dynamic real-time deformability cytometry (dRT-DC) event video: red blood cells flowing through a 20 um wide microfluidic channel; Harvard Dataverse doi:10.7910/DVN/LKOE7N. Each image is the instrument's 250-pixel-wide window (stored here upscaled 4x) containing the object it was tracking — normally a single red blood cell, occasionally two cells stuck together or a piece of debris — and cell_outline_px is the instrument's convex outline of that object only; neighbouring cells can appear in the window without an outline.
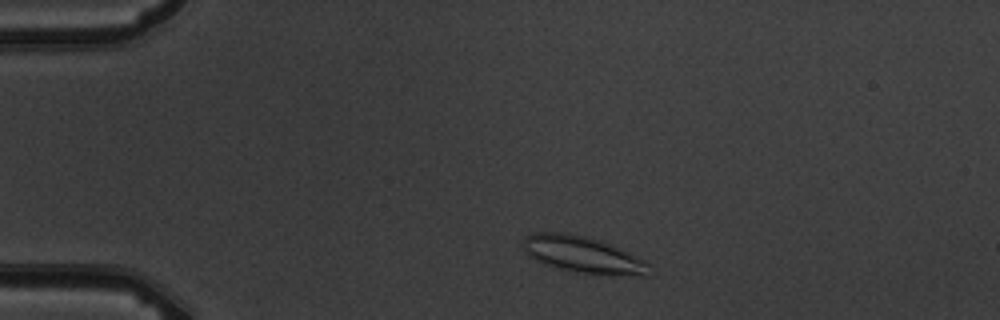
{"species": "common noctule bat (a hibernating species)", "species_latin": "Nyctalus noctula", "temperature_condition": "warm", "stored_images_in_passage": 2, "camera_frame_rate_fps": 3000, "um_per_image_px": 0.085, "animal": {"sex": "male", "body_mass_g": 19.5, "forearm_length_mm": 54.6}, "frame": {"image": 1, "passage_image": 1, "time_ms": 0.0, "image_size_px": [1000, 320], "cell_outline_px": [[648, 264], [644, 276], [612, 276], [576, 272], [556, 268], [544, 264], [528, 256], [524, 248], [524, 240], [532, 232], [564, 232], [588, 236], [604, 240], [644, 260]], "centroid_in_image_um": [49.54, 21.64], "position_along_channel_um": 35.5, "area_um2": 27.11}}